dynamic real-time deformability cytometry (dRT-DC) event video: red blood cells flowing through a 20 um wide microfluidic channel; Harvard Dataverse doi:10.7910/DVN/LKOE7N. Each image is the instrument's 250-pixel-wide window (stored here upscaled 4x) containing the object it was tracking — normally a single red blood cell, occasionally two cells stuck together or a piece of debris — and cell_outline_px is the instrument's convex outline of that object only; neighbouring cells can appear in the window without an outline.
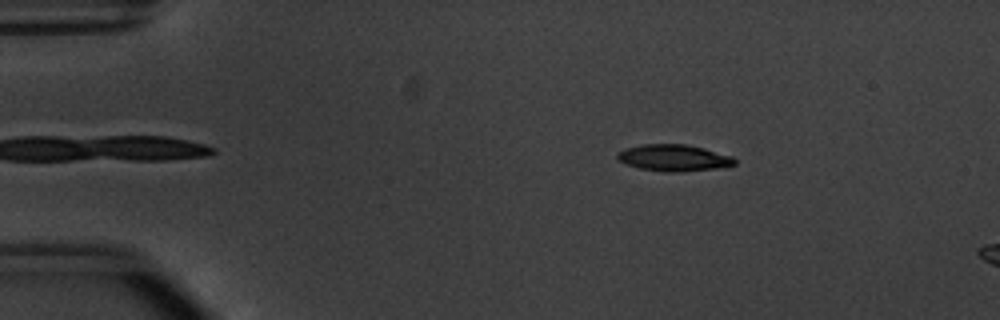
{"species": "common noctule bat (a hibernating species)", "species_latin": "Nyctalus noctula", "temperature_condition": "warm", "stored_images_in_passage": 9, "camera_frame_rate_fps": 3000, "um_per_image_px": 0.085, "animal": {"sex": "male", "body_mass_g": 20.1, "forearm_length_mm": 53.5}, "frame": {"image": 1, "passage_image": 4, "time_ms": 1.0, "image_size_px": [1000, 320], "cell_outline_px": [[736, 164], [716, 168], [680, 172], [664, 172], [640, 168], [624, 164], [616, 156], [624, 148], [644, 144], [684, 144], [704, 148], [732, 156], [736, 160]], "centroid_in_image_um": [57.27, 13.42], "position_along_channel_um": 27.7, "area_um2": 18.09}}